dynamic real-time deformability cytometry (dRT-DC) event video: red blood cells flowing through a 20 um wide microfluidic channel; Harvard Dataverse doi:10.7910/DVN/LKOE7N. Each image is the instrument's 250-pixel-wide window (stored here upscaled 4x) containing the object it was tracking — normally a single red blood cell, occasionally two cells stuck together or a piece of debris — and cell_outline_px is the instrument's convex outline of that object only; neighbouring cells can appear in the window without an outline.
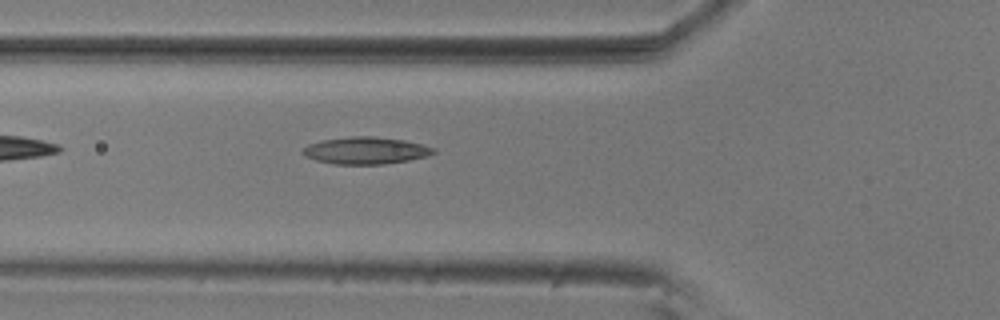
{"species": "common noctule bat (a hibernating species)", "species_latin": "Nyctalus noctula", "temperature_condition": "room temperature", "stored_images_in_passage": 38, "camera_frame_rate_fps": 3000, "um_per_image_px": 0.085, "animal": {"sex": "male", "body_mass_g": 20.5, "forearm_length_mm": 52.5}, "frame": {"image": 1, "passage_image": 5, "time_ms": 1.333, "image_size_px": [1000, 320], "cell_outline_px": [[436, 152], [428, 156], [408, 160], [384, 164], [332, 164], [316, 160], [304, 156], [300, 152], [308, 144], [320, 140], [348, 136], [372, 136], [404, 140], [436, 148]], "centroid_in_image_um": [31.05, 12.79], "position_along_channel_um": 94.8, "area_um2": 20.75}}
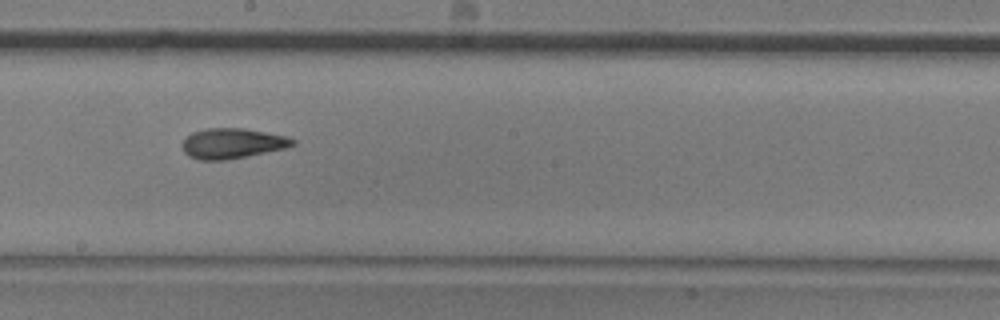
{"frame": {"image": 2, "passage_image": 16, "time_ms": 5.0, "image_size_px": [1000, 320], "cell_outline_px": [[296, 144], [284, 148], [228, 160], [200, 160], [188, 156], [184, 152], [180, 144], [192, 132], [204, 128], [244, 128], [284, 136], [296, 140]], "centroid_in_image_um": [19.69, 12.19], "position_along_channel_um": 228.5, "area_um2": 19.42}}
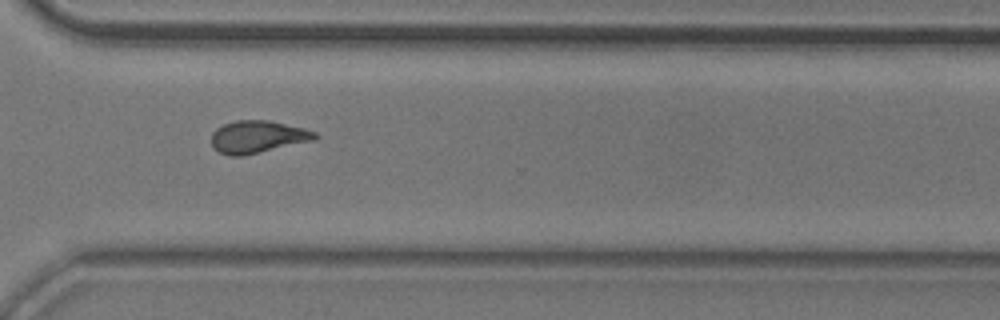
{"frame": {"image": 3, "passage_image": 26, "time_ms": 8.333, "image_size_px": [1000, 320], "cell_outline_px": [[320, 136], [316, 140], [240, 156], [228, 156], [212, 148], [212, 132], [216, 128], [224, 124], [236, 120], [268, 120], [304, 128], [316, 132]], "centroid_in_image_um": [21.91, 11.63], "position_along_channel_um": 348.7, "area_um2": 19.59}, "authors_computed_cell_mechanics": {"area_um2": 19.2474, "velocity_mm_per_s": 3.6257, "shape_relaxation_time_tau1_ms": null, "shape_relaxation_time_tau2_ms": 2.8305, "deformation_change_tau1": null, "deformation_change_tau2": 0.1073}}